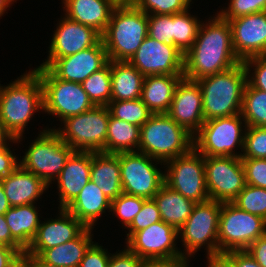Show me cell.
<instances>
[{
  "label": "cell",
  "mask_w": 266,
  "mask_h": 267,
  "mask_svg": "<svg viewBox=\"0 0 266 267\" xmlns=\"http://www.w3.org/2000/svg\"><path fill=\"white\" fill-rule=\"evenodd\" d=\"M201 23L193 46L184 54V77L190 80L217 74L242 62L232 45V30L228 20L217 15Z\"/></svg>",
  "instance_id": "6da1fadb"
},
{
  "label": "cell",
  "mask_w": 266,
  "mask_h": 267,
  "mask_svg": "<svg viewBox=\"0 0 266 267\" xmlns=\"http://www.w3.org/2000/svg\"><path fill=\"white\" fill-rule=\"evenodd\" d=\"M39 109H44L43 87L33 70L7 86L0 84V119L19 143L28 122Z\"/></svg>",
  "instance_id": "7a4b0ae2"
},
{
  "label": "cell",
  "mask_w": 266,
  "mask_h": 267,
  "mask_svg": "<svg viewBox=\"0 0 266 267\" xmlns=\"http://www.w3.org/2000/svg\"><path fill=\"white\" fill-rule=\"evenodd\" d=\"M148 36V15L131 2L118 3L101 35L109 60L129 61Z\"/></svg>",
  "instance_id": "3957f363"
},
{
  "label": "cell",
  "mask_w": 266,
  "mask_h": 267,
  "mask_svg": "<svg viewBox=\"0 0 266 267\" xmlns=\"http://www.w3.org/2000/svg\"><path fill=\"white\" fill-rule=\"evenodd\" d=\"M247 75L242 61L228 70L197 80L205 121L241 113Z\"/></svg>",
  "instance_id": "277c9868"
},
{
  "label": "cell",
  "mask_w": 266,
  "mask_h": 267,
  "mask_svg": "<svg viewBox=\"0 0 266 267\" xmlns=\"http://www.w3.org/2000/svg\"><path fill=\"white\" fill-rule=\"evenodd\" d=\"M139 152L163 162L193 149L194 136L167 113L152 114L140 127Z\"/></svg>",
  "instance_id": "5b68a950"
},
{
  "label": "cell",
  "mask_w": 266,
  "mask_h": 267,
  "mask_svg": "<svg viewBox=\"0 0 266 267\" xmlns=\"http://www.w3.org/2000/svg\"><path fill=\"white\" fill-rule=\"evenodd\" d=\"M246 127L241 113L206 120L194 135L193 148L204 157L241 158L242 153L238 154L234 148L240 147L243 152Z\"/></svg>",
  "instance_id": "8992f818"
},
{
  "label": "cell",
  "mask_w": 266,
  "mask_h": 267,
  "mask_svg": "<svg viewBox=\"0 0 266 267\" xmlns=\"http://www.w3.org/2000/svg\"><path fill=\"white\" fill-rule=\"evenodd\" d=\"M33 71L42 83L45 113L55 115L62 122L95 106L81 83L59 79L46 67H36Z\"/></svg>",
  "instance_id": "52a82bcc"
},
{
  "label": "cell",
  "mask_w": 266,
  "mask_h": 267,
  "mask_svg": "<svg viewBox=\"0 0 266 267\" xmlns=\"http://www.w3.org/2000/svg\"><path fill=\"white\" fill-rule=\"evenodd\" d=\"M110 112L107 106H94L86 112L63 120L55 131L74 151L103 152L106 145Z\"/></svg>",
  "instance_id": "ba28073f"
},
{
  "label": "cell",
  "mask_w": 266,
  "mask_h": 267,
  "mask_svg": "<svg viewBox=\"0 0 266 267\" xmlns=\"http://www.w3.org/2000/svg\"><path fill=\"white\" fill-rule=\"evenodd\" d=\"M74 150L65 143L55 129H44L28 147L20 166L39 178L49 187L64 168Z\"/></svg>",
  "instance_id": "9c48e42d"
},
{
  "label": "cell",
  "mask_w": 266,
  "mask_h": 267,
  "mask_svg": "<svg viewBox=\"0 0 266 267\" xmlns=\"http://www.w3.org/2000/svg\"><path fill=\"white\" fill-rule=\"evenodd\" d=\"M222 202L207 200L196 203L187 221L178 229L184 245L182 256L190 258L206 246L207 256L219 254L218 230ZM190 256V257H189Z\"/></svg>",
  "instance_id": "30bf717a"
},
{
  "label": "cell",
  "mask_w": 266,
  "mask_h": 267,
  "mask_svg": "<svg viewBox=\"0 0 266 267\" xmlns=\"http://www.w3.org/2000/svg\"><path fill=\"white\" fill-rule=\"evenodd\" d=\"M266 233V220L239 209L232 202L221 205L218 230L219 254L246 250Z\"/></svg>",
  "instance_id": "8fae6325"
},
{
  "label": "cell",
  "mask_w": 266,
  "mask_h": 267,
  "mask_svg": "<svg viewBox=\"0 0 266 267\" xmlns=\"http://www.w3.org/2000/svg\"><path fill=\"white\" fill-rule=\"evenodd\" d=\"M119 161L123 193L153 199L164 184L165 173L155 165L163 162L139 151L119 153Z\"/></svg>",
  "instance_id": "7c38bea8"
},
{
  "label": "cell",
  "mask_w": 266,
  "mask_h": 267,
  "mask_svg": "<svg viewBox=\"0 0 266 267\" xmlns=\"http://www.w3.org/2000/svg\"><path fill=\"white\" fill-rule=\"evenodd\" d=\"M164 183L187 199L200 203L209 200L204 156L194 148L187 154L164 163Z\"/></svg>",
  "instance_id": "4fadbf2b"
},
{
  "label": "cell",
  "mask_w": 266,
  "mask_h": 267,
  "mask_svg": "<svg viewBox=\"0 0 266 267\" xmlns=\"http://www.w3.org/2000/svg\"><path fill=\"white\" fill-rule=\"evenodd\" d=\"M204 166L206 187L211 200L232 202L247 185L241 158L204 157Z\"/></svg>",
  "instance_id": "5bb4252c"
},
{
  "label": "cell",
  "mask_w": 266,
  "mask_h": 267,
  "mask_svg": "<svg viewBox=\"0 0 266 267\" xmlns=\"http://www.w3.org/2000/svg\"><path fill=\"white\" fill-rule=\"evenodd\" d=\"M178 236L175 227L161 220L133 233L125 248L143 260L184 258L175 244Z\"/></svg>",
  "instance_id": "9a60e30c"
},
{
  "label": "cell",
  "mask_w": 266,
  "mask_h": 267,
  "mask_svg": "<svg viewBox=\"0 0 266 267\" xmlns=\"http://www.w3.org/2000/svg\"><path fill=\"white\" fill-rule=\"evenodd\" d=\"M128 62L144 76L184 73V54L176 46L166 45L149 36Z\"/></svg>",
  "instance_id": "2e32d148"
},
{
  "label": "cell",
  "mask_w": 266,
  "mask_h": 267,
  "mask_svg": "<svg viewBox=\"0 0 266 267\" xmlns=\"http://www.w3.org/2000/svg\"><path fill=\"white\" fill-rule=\"evenodd\" d=\"M108 62L107 51L100 39L93 47L64 58H48L38 67L48 68L59 79L82 83Z\"/></svg>",
  "instance_id": "e0dca14e"
},
{
  "label": "cell",
  "mask_w": 266,
  "mask_h": 267,
  "mask_svg": "<svg viewBox=\"0 0 266 267\" xmlns=\"http://www.w3.org/2000/svg\"><path fill=\"white\" fill-rule=\"evenodd\" d=\"M167 114L193 136L205 122L202 91L197 81L183 77Z\"/></svg>",
  "instance_id": "ac0fdd59"
},
{
  "label": "cell",
  "mask_w": 266,
  "mask_h": 267,
  "mask_svg": "<svg viewBox=\"0 0 266 267\" xmlns=\"http://www.w3.org/2000/svg\"><path fill=\"white\" fill-rule=\"evenodd\" d=\"M229 23L233 49L241 61L263 55L266 50V11L241 16Z\"/></svg>",
  "instance_id": "d6986e66"
},
{
  "label": "cell",
  "mask_w": 266,
  "mask_h": 267,
  "mask_svg": "<svg viewBox=\"0 0 266 267\" xmlns=\"http://www.w3.org/2000/svg\"><path fill=\"white\" fill-rule=\"evenodd\" d=\"M53 34L48 58H64L93 47L101 35L93 28L78 23L67 16L59 21Z\"/></svg>",
  "instance_id": "ffe728a7"
},
{
  "label": "cell",
  "mask_w": 266,
  "mask_h": 267,
  "mask_svg": "<svg viewBox=\"0 0 266 267\" xmlns=\"http://www.w3.org/2000/svg\"><path fill=\"white\" fill-rule=\"evenodd\" d=\"M56 219L40 223L37 234L25 251L40 255L45 249L56 247L77 238L87 227L66 209H59Z\"/></svg>",
  "instance_id": "44dd1931"
},
{
  "label": "cell",
  "mask_w": 266,
  "mask_h": 267,
  "mask_svg": "<svg viewBox=\"0 0 266 267\" xmlns=\"http://www.w3.org/2000/svg\"><path fill=\"white\" fill-rule=\"evenodd\" d=\"M92 152L74 151L57 177L59 209H65L90 181Z\"/></svg>",
  "instance_id": "7402d4cb"
},
{
  "label": "cell",
  "mask_w": 266,
  "mask_h": 267,
  "mask_svg": "<svg viewBox=\"0 0 266 267\" xmlns=\"http://www.w3.org/2000/svg\"><path fill=\"white\" fill-rule=\"evenodd\" d=\"M0 181L11 207L34 204L48 190V185L41 178L20 165Z\"/></svg>",
  "instance_id": "603a6c76"
},
{
  "label": "cell",
  "mask_w": 266,
  "mask_h": 267,
  "mask_svg": "<svg viewBox=\"0 0 266 267\" xmlns=\"http://www.w3.org/2000/svg\"><path fill=\"white\" fill-rule=\"evenodd\" d=\"M63 3L65 16L93 28L100 35L106 30L118 4L116 0H63Z\"/></svg>",
  "instance_id": "cb8c5ba5"
},
{
  "label": "cell",
  "mask_w": 266,
  "mask_h": 267,
  "mask_svg": "<svg viewBox=\"0 0 266 267\" xmlns=\"http://www.w3.org/2000/svg\"><path fill=\"white\" fill-rule=\"evenodd\" d=\"M65 209L87 228L93 229L97 219L106 213L107 209L111 211V200L90 180Z\"/></svg>",
  "instance_id": "d4e9b609"
},
{
  "label": "cell",
  "mask_w": 266,
  "mask_h": 267,
  "mask_svg": "<svg viewBox=\"0 0 266 267\" xmlns=\"http://www.w3.org/2000/svg\"><path fill=\"white\" fill-rule=\"evenodd\" d=\"M184 75H148L144 77L141 99L153 114L167 113L179 81Z\"/></svg>",
  "instance_id": "484cf974"
},
{
  "label": "cell",
  "mask_w": 266,
  "mask_h": 267,
  "mask_svg": "<svg viewBox=\"0 0 266 267\" xmlns=\"http://www.w3.org/2000/svg\"><path fill=\"white\" fill-rule=\"evenodd\" d=\"M90 180L99 186L111 201L123 193L119 153L92 152Z\"/></svg>",
  "instance_id": "4316f807"
},
{
  "label": "cell",
  "mask_w": 266,
  "mask_h": 267,
  "mask_svg": "<svg viewBox=\"0 0 266 267\" xmlns=\"http://www.w3.org/2000/svg\"><path fill=\"white\" fill-rule=\"evenodd\" d=\"M144 77L128 61L111 60V101L140 99Z\"/></svg>",
  "instance_id": "83f0119b"
},
{
  "label": "cell",
  "mask_w": 266,
  "mask_h": 267,
  "mask_svg": "<svg viewBox=\"0 0 266 267\" xmlns=\"http://www.w3.org/2000/svg\"><path fill=\"white\" fill-rule=\"evenodd\" d=\"M34 204L13 206L4 214L12 238L26 251L37 234L40 215Z\"/></svg>",
  "instance_id": "f1b7e54d"
},
{
  "label": "cell",
  "mask_w": 266,
  "mask_h": 267,
  "mask_svg": "<svg viewBox=\"0 0 266 267\" xmlns=\"http://www.w3.org/2000/svg\"><path fill=\"white\" fill-rule=\"evenodd\" d=\"M160 211L161 219L177 230L191 215L195 202L187 199L165 183L153 197Z\"/></svg>",
  "instance_id": "f546056e"
},
{
  "label": "cell",
  "mask_w": 266,
  "mask_h": 267,
  "mask_svg": "<svg viewBox=\"0 0 266 267\" xmlns=\"http://www.w3.org/2000/svg\"><path fill=\"white\" fill-rule=\"evenodd\" d=\"M92 228H86L77 238L45 249L39 256L57 267H79L86 251L94 243Z\"/></svg>",
  "instance_id": "4dcf8cb0"
},
{
  "label": "cell",
  "mask_w": 266,
  "mask_h": 267,
  "mask_svg": "<svg viewBox=\"0 0 266 267\" xmlns=\"http://www.w3.org/2000/svg\"><path fill=\"white\" fill-rule=\"evenodd\" d=\"M140 127L110 115L104 153L135 152L139 149ZM137 150H136V149Z\"/></svg>",
  "instance_id": "1f68e13d"
},
{
  "label": "cell",
  "mask_w": 266,
  "mask_h": 267,
  "mask_svg": "<svg viewBox=\"0 0 266 267\" xmlns=\"http://www.w3.org/2000/svg\"><path fill=\"white\" fill-rule=\"evenodd\" d=\"M242 117L246 126L266 127V92L245 85L242 102Z\"/></svg>",
  "instance_id": "d6a6232c"
},
{
  "label": "cell",
  "mask_w": 266,
  "mask_h": 267,
  "mask_svg": "<svg viewBox=\"0 0 266 267\" xmlns=\"http://www.w3.org/2000/svg\"><path fill=\"white\" fill-rule=\"evenodd\" d=\"M83 90L95 106H107L111 101V60L99 71L93 72L82 83Z\"/></svg>",
  "instance_id": "836d02e7"
},
{
  "label": "cell",
  "mask_w": 266,
  "mask_h": 267,
  "mask_svg": "<svg viewBox=\"0 0 266 267\" xmlns=\"http://www.w3.org/2000/svg\"><path fill=\"white\" fill-rule=\"evenodd\" d=\"M188 11L186 9L183 12L174 14L173 41L183 54L193 46L201 26L200 20Z\"/></svg>",
  "instance_id": "e575fe53"
},
{
  "label": "cell",
  "mask_w": 266,
  "mask_h": 267,
  "mask_svg": "<svg viewBox=\"0 0 266 267\" xmlns=\"http://www.w3.org/2000/svg\"><path fill=\"white\" fill-rule=\"evenodd\" d=\"M110 115L116 119L141 127L153 114L142 99L110 101L107 105Z\"/></svg>",
  "instance_id": "d590c367"
},
{
  "label": "cell",
  "mask_w": 266,
  "mask_h": 267,
  "mask_svg": "<svg viewBox=\"0 0 266 267\" xmlns=\"http://www.w3.org/2000/svg\"><path fill=\"white\" fill-rule=\"evenodd\" d=\"M239 209L266 220V189L247 184L232 201Z\"/></svg>",
  "instance_id": "8d00e7d4"
},
{
  "label": "cell",
  "mask_w": 266,
  "mask_h": 267,
  "mask_svg": "<svg viewBox=\"0 0 266 267\" xmlns=\"http://www.w3.org/2000/svg\"><path fill=\"white\" fill-rule=\"evenodd\" d=\"M192 0H132L131 3L147 15H173L189 9Z\"/></svg>",
  "instance_id": "74e56055"
},
{
  "label": "cell",
  "mask_w": 266,
  "mask_h": 267,
  "mask_svg": "<svg viewBox=\"0 0 266 267\" xmlns=\"http://www.w3.org/2000/svg\"><path fill=\"white\" fill-rule=\"evenodd\" d=\"M174 14L148 15V36L169 46H175Z\"/></svg>",
  "instance_id": "f35d334b"
},
{
  "label": "cell",
  "mask_w": 266,
  "mask_h": 267,
  "mask_svg": "<svg viewBox=\"0 0 266 267\" xmlns=\"http://www.w3.org/2000/svg\"><path fill=\"white\" fill-rule=\"evenodd\" d=\"M145 200L143 197L121 193L116 199L111 201V212L116 213L115 215L121 219L122 224L126 228L141 210Z\"/></svg>",
  "instance_id": "ab89813d"
},
{
  "label": "cell",
  "mask_w": 266,
  "mask_h": 267,
  "mask_svg": "<svg viewBox=\"0 0 266 267\" xmlns=\"http://www.w3.org/2000/svg\"><path fill=\"white\" fill-rule=\"evenodd\" d=\"M241 158L266 159V127H246Z\"/></svg>",
  "instance_id": "60d3db41"
},
{
  "label": "cell",
  "mask_w": 266,
  "mask_h": 267,
  "mask_svg": "<svg viewBox=\"0 0 266 267\" xmlns=\"http://www.w3.org/2000/svg\"><path fill=\"white\" fill-rule=\"evenodd\" d=\"M160 211L154 199H146L143 202L141 210L136 214L132 223L127 227L129 232L127 239L136 231H140L151 224L161 221Z\"/></svg>",
  "instance_id": "b9f144b4"
},
{
  "label": "cell",
  "mask_w": 266,
  "mask_h": 267,
  "mask_svg": "<svg viewBox=\"0 0 266 267\" xmlns=\"http://www.w3.org/2000/svg\"><path fill=\"white\" fill-rule=\"evenodd\" d=\"M262 11H266V0H230L228 8L222 9L218 14L229 21Z\"/></svg>",
  "instance_id": "7bdbcfd3"
},
{
  "label": "cell",
  "mask_w": 266,
  "mask_h": 267,
  "mask_svg": "<svg viewBox=\"0 0 266 267\" xmlns=\"http://www.w3.org/2000/svg\"><path fill=\"white\" fill-rule=\"evenodd\" d=\"M243 63L248 73L247 82L253 88L266 92V56L257 55L254 57H250L245 59ZM250 68H253L252 71H254L251 74Z\"/></svg>",
  "instance_id": "ee69618b"
},
{
  "label": "cell",
  "mask_w": 266,
  "mask_h": 267,
  "mask_svg": "<svg viewBox=\"0 0 266 267\" xmlns=\"http://www.w3.org/2000/svg\"><path fill=\"white\" fill-rule=\"evenodd\" d=\"M246 184L266 189V159L241 158Z\"/></svg>",
  "instance_id": "f6af8a7d"
},
{
  "label": "cell",
  "mask_w": 266,
  "mask_h": 267,
  "mask_svg": "<svg viewBox=\"0 0 266 267\" xmlns=\"http://www.w3.org/2000/svg\"><path fill=\"white\" fill-rule=\"evenodd\" d=\"M111 254L98 243H93L86 251L79 267H108Z\"/></svg>",
  "instance_id": "bcb514c9"
},
{
  "label": "cell",
  "mask_w": 266,
  "mask_h": 267,
  "mask_svg": "<svg viewBox=\"0 0 266 267\" xmlns=\"http://www.w3.org/2000/svg\"><path fill=\"white\" fill-rule=\"evenodd\" d=\"M144 260L127 248L111 254L108 267H141Z\"/></svg>",
  "instance_id": "7dc6e473"
},
{
  "label": "cell",
  "mask_w": 266,
  "mask_h": 267,
  "mask_svg": "<svg viewBox=\"0 0 266 267\" xmlns=\"http://www.w3.org/2000/svg\"><path fill=\"white\" fill-rule=\"evenodd\" d=\"M18 162L15 154L13 155L8 145L0 146V180L7 177L18 166Z\"/></svg>",
  "instance_id": "c3c4849f"
},
{
  "label": "cell",
  "mask_w": 266,
  "mask_h": 267,
  "mask_svg": "<svg viewBox=\"0 0 266 267\" xmlns=\"http://www.w3.org/2000/svg\"><path fill=\"white\" fill-rule=\"evenodd\" d=\"M246 250L261 267H266V233L254 241Z\"/></svg>",
  "instance_id": "681fc988"
},
{
  "label": "cell",
  "mask_w": 266,
  "mask_h": 267,
  "mask_svg": "<svg viewBox=\"0 0 266 267\" xmlns=\"http://www.w3.org/2000/svg\"><path fill=\"white\" fill-rule=\"evenodd\" d=\"M236 267H261L247 250H234L225 253Z\"/></svg>",
  "instance_id": "f907efd6"
},
{
  "label": "cell",
  "mask_w": 266,
  "mask_h": 267,
  "mask_svg": "<svg viewBox=\"0 0 266 267\" xmlns=\"http://www.w3.org/2000/svg\"><path fill=\"white\" fill-rule=\"evenodd\" d=\"M0 244L16 249L21 255L25 250L12 238L5 216L0 215Z\"/></svg>",
  "instance_id": "816d5d0a"
},
{
  "label": "cell",
  "mask_w": 266,
  "mask_h": 267,
  "mask_svg": "<svg viewBox=\"0 0 266 267\" xmlns=\"http://www.w3.org/2000/svg\"><path fill=\"white\" fill-rule=\"evenodd\" d=\"M21 257L16 249L0 244V267H13Z\"/></svg>",
  "instance_id": "f5cc1de1"
},
{
  "label": "cell",
  "mask_w": 266,
  "mask_h": 267,
  "mask_svg": "<svg viewBox=\"0 0 266 267\" xmlns=\"http://www.w3.org/2000/svg\"><path fill=\"white\" fill-rule=\"evenodd\" d=\"M189 259H159V260H144L141 267H188Z\"/></svg>",
  "instance_id": "db71d44e"
},
{
  "label": "cell",
  "mask_w": 266,
  "mask_h": 267,
  "mask_svg": "<svg viewBox=\"0 0 266 267\" xmlns=\"http://www.w3.org/2000/svg\"><path fill=\"white\" fill-rule=\"evenodd\" d=\"M208 267H236L235 263L225 254L207 256Z\"/></svg>",
  "instance_id": "11a10c76"
},
{
  "label": "cell",
  "mask_w": 266,
  "mask_h": 267,
  "mask_svg": "<svg viewBox=\"0 0 266 267\" xmlns=\"http://www.w3.org/2000/svg\"><path fill=\"white\" fill-rule=\"evenodd\" d=\"M29 267H57L44 261L39 255L27 254L24 252L21 257Z\"/></svg>",
  "instance_id": "9f6ffc18"
},
{
  "label": "cell",
  "mask_w": 266,
  "mask_h": 267,
  "mask_svg": "<svg viewBox=\"0 0 266 267\" xmlns=\"http://www.w3.org/2000/svg\"><path fill=\"white\" fill-rule=\"evenodd\" d=\"M13 143H18L16 138H13L12 135L6 130L4 124L0 119V146L9 145V141Z\"/></svg>",
  "instance_id": "6f0895ef"
},
{
  "label": "cell",
  "mask_w": 266,
  "mask_h": 267,
  "mask_svg": "<svg viewBox=\"0 0 266 267\" xmlns=\"http://www.w3.org/2000/svg\"><path fill=\"white\" fill-rule=\"evenodd\" d=\"M9 208H11V205L0 181V215H4Z\"/></svg>",
  "instance_id": "680465c9"
},
{
  "label": "cell",
  "mask_w": 266,
  "mask_h": 267,
  "mask_svg": "<svg viewBox=\"0 0 266 267\" xmlns=\"http://www.w3.org/2000/svg\"><path fill=\"white\" fill-rule=\"evenodd\" d=\"M13 2H15V0H0V17L3 16V14L5 13V11H7L6 9L13 4Z\"/></svg>",
  "instance_id": "91938a15"
},
{
  "label": "cell",
  "mask_w": 266,
  "mask_h": 267,
  "mask_svg": "<svg viewBox=\"0 0 266 267\" xmlns=\"http://www.w3.org/2000/svg\"><path fill=\"white\" fill-rule=\"evenodd\" d=\"M13 267H29V265L22 258H20Z\"/></svg>",
  "instance_id": "94428289"
},
{
  "label": "cell",
  "mask_w": 266,
  "mask_h": 267,
  "mask_svg": "<svg viewBox=\"0 0 266 267\" xmlns=\"http://www.w3.org/2000/svg\"><path fill=\"white\" fill-rule=\"evenodd\" d=\"M118 3L131 2L132 0H116Z\"/></svg>",
  "instance_id": "6125c7cd"
}]
</instances>
